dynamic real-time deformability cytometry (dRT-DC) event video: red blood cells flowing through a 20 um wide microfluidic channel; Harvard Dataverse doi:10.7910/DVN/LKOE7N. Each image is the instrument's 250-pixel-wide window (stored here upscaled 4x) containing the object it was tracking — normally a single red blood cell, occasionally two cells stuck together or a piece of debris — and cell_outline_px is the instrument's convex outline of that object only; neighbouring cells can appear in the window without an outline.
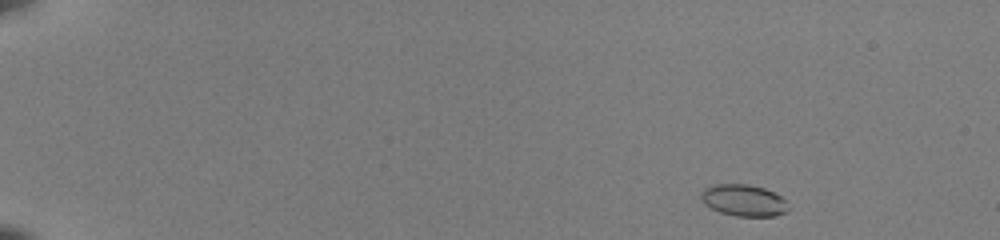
{"species": "common noctule bat (a hibernating species)", "species_latin": "Nyctalus noctula", "temperature_condition": "room temperature", "stored_images_in_passage": 47, "camera_frame_rate_fps": 3000, "um_per_image_px": 0.085, "animal": {"sex": "female", "body_mass_g": 22.0, "forearm_length_mm": 56.7}, "frame": {"image": 1, "passage_image": 1, "time_ms": 0.0, "image_size_px": [1000, 240], "cell_outline_px": [[788, 208], [784, 212], [776, 216], [736, 216], [720, 212], [704, 204], [700, 200], [700, 192], [704, 188], [716, 184], [748, 184], [764, 188], [780, 196], [784, 200]], "centroid_in_image_um": [63.15, 17.02], "position_along_channel_um": 21.8, "area_um2": 16.01}}
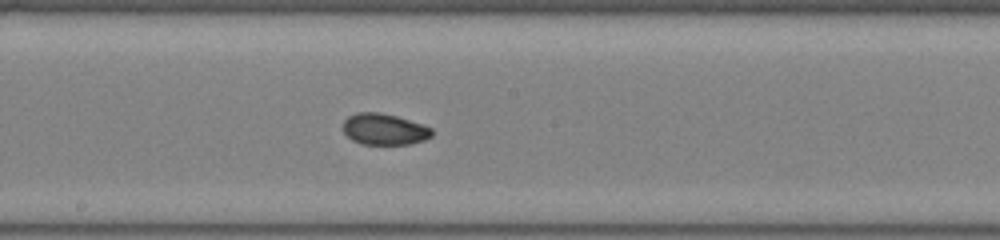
{"frame": {"image": 2, "passage_image": 26, "time_ms": 8.333, "image_size_px": [1000, 240], "cell_outline_px": [[432, 136], [424, 140], [412, 144], [360, 144], [352, 140], [344, 132], [344, 120], [348, 116], [356, 112], [380, 112], [396, 116], [432, 128]], "centroid_in_image_um": [32.65, 10.99], "position_along_channel_um": 215.6, "area_um2": 16.13}}
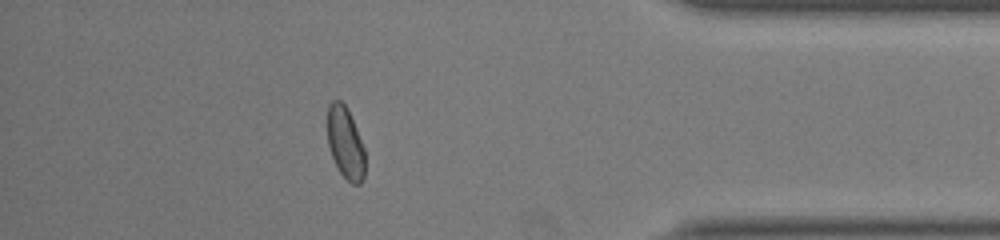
{"frame": {"image": 3, "passage_image": 42, "time_ms": 13.667, "image_size_px": [1000, 240], "cell_outline_px": [[364, 176], [360, 184], [352, 184], [340, 172], [332, 156], [328, 144], [328, 104], [332, 100], [340, 100], [344, 104], [356, 128], [364, 148]], "centroid_in_image_um": [29.35, 12.15], "position_along_channel_um": 405.9, "area_um2": 15.37}, "authors_computed_cell_mechanics": {"area_um2": 16.0684, "velocity_mm_per_s": 4.0091, "shape_relaxation_time_tau1_ms": 3.4469, "shape_relaxation_time_tau2_ms": 1.1987, "deformation_change_tau1": 0.1432, "deformation_change_tau2": 0.045}}